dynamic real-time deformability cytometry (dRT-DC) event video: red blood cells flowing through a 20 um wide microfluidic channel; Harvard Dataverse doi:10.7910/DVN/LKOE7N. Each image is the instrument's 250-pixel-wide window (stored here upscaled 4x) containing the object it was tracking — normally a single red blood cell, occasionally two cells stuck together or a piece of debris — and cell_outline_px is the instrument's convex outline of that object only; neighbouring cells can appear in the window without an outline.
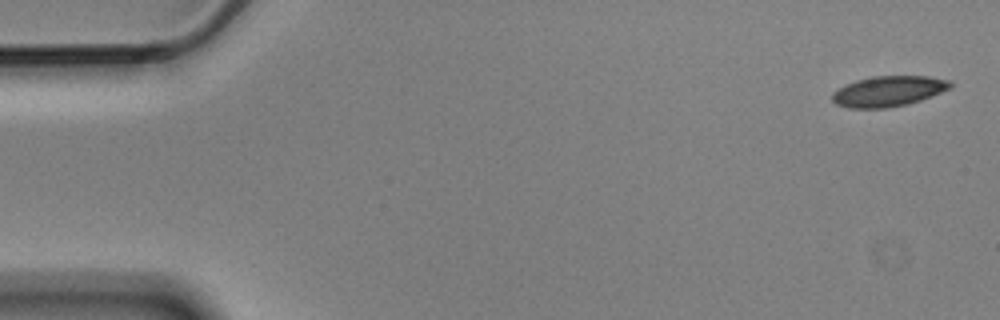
{"species": "Egyptian fruit bat (a non-hibernating species)", "species_latin": "Rousettus aegyptiacus", "temperature_condition": "cold", "stored_images_in_passage": 5, "camera_frame_rate_fps": 3000, "um_per_image_px": 0.085, "animal": {"sex": "male"}, "frame": {"image": 1, "passage_image": 1, "time_ms": 0.0, "image_size_px": [1000, 320], "cell_outline_px": [[952, 88], [920, 100], [904, 104], [884, 108], [848, 108], [836, 104], [832, 100], [832, 92], [856, 80], [872, 76], [928, 76], [952, 80]], "centroid_in_image_um": [75.53, 7.74], "position_along_channel_um": 9.5, "area_um2": 20.87}}
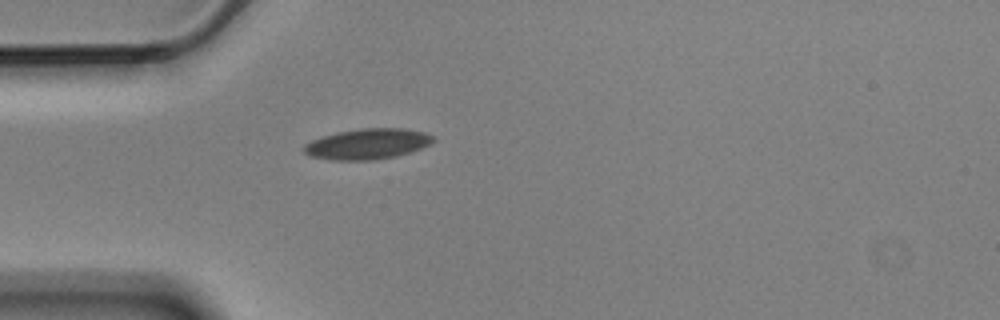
{"frame": {"image": 2, "passage_image": 5, "time_ms": 1.333, "image_size_px": [1000, 320], "cell_outline_px": [[436, 140], [420, 148], [396, 156], [372, 160], [332, 160], [312, 156], [304, 152], [304, 144], [312, 140], [336, 132], [360, 128], [404, 128], [424, 132], [432, 136]], "centroid_in_image_um": [31.23, 12.22], "position_along_channel_um": 53.8, "area_um2": 22.83}}